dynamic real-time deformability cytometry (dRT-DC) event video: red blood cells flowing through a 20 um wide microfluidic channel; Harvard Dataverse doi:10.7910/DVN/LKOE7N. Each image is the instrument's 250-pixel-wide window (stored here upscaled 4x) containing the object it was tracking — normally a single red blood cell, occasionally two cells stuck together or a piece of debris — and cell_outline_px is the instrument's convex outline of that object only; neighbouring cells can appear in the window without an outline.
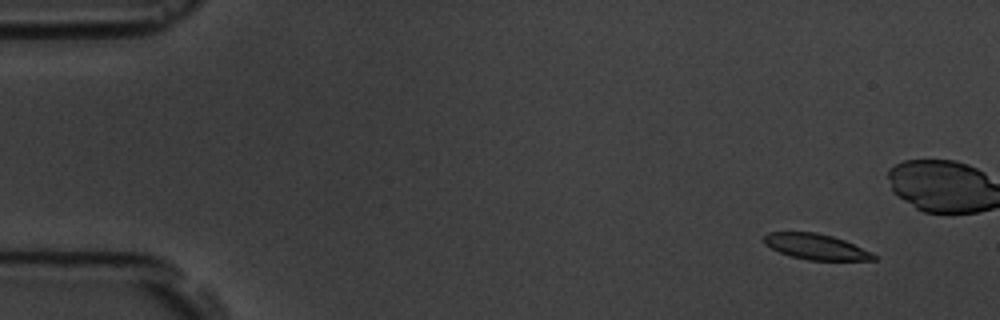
{"species": "common noctule bat (a hibernating species)", "species_latin": "Nyctalus noctula", "temperature_condition": "room temperature", "stored_images_in_passage": 7, "camera_frame_rate_fps": 3000, "um_per_image_px": 0.085, "animal": {"sex": "male", "body_mass_g": 19.5, "forearm_length_mm": 54.6}, "frame": {"image": 1, "passage_image": 2, "time_ms": 1.333, "image_size_px": [1000, 320], "cell_outline_px": [[880, 256], [876, 260], [808, 260], [792, 256], [780, 252], [764, 244], [764, 236], [768, 232], [816, 232], [832, 236], [844, 240], [872, 252]], "centroid_in_image_um": [69.4, 20.97], "position_along_channel_um": 15.6, "area_um2": 16.36}}